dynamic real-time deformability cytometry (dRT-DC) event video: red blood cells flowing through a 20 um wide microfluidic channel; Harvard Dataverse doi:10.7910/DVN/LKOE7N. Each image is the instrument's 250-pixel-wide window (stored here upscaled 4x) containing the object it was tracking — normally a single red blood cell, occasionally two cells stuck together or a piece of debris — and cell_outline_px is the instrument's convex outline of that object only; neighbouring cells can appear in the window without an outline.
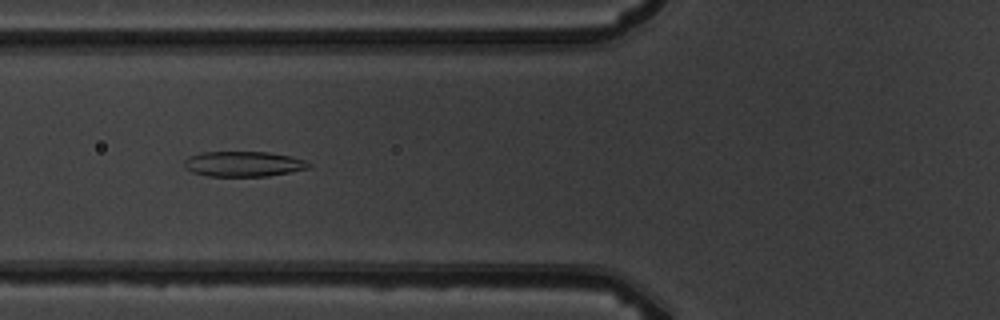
{"species": "common noctule bat (a hibernating species)", "species_latin": "Nyctalus noctula", "temperature_condition": "warm", "stored_images_in_passage": 11, "camera_frame_rate_fps": 3000, "um_per_image_px": 0.085, "animal": {"sex": "male", "body_mass_g": 19.5, "forearm_length_mm": 54.6}, "frame": {"image": 1, "passage_image": 7, "time_ms": 6.667, "image_size_px": [1000, 320], "cell_outline_px": [[312, 164], [308, 168], [268, 176], [208, 176], [192, 172], [184, 168], [184, 160], [188, 156], [200, 152], [268, 152], [288, 156], [304, 160]], "centroid_in_image_um": [20.63, 13.93], "position_along_channel_um": 105.2, "area_um2": 18.26}}
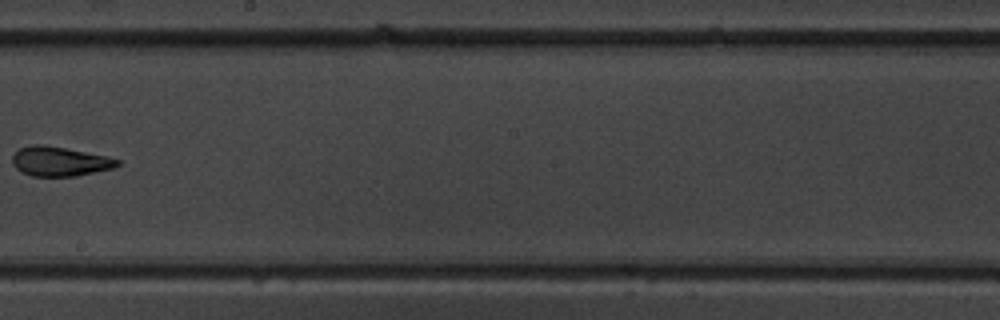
{"frame": {"image": 2, "passage_image": 10, "time_ms": 10.333, "image_size_px": [1000, 320], "cell_outline_px": [[120, 164], [112, 168], [76, 176], [32, 176], [20, 172], [12, 164], [12, 156], [20, 148], [36, 144], [44, 144], [104, 156], [120, 160]], "centroid_in_image_um": [5.02, 13.73], "position_along_channel_um": 243.2, "area_um2": 17.8}}
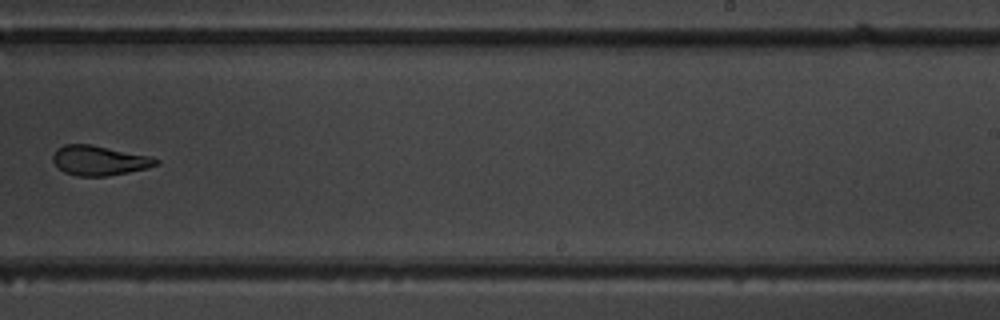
{"frame": {"image": 3, "passage_image": 11, "time_ms": 11.333, "image_size_px": [1000, 320], "cell_outline_px": [[160, 164], [148, 168], [108, 176], [76, 176], [64, 172], [52, 160], [52, 156], [56, 148], [64, 144], [92, 144], [148, 156], [160, 160]], "centroid_in_image_um": [8.42, 13.64], "position_along_channel_um": 280.6, "area_um2": 17.92}}